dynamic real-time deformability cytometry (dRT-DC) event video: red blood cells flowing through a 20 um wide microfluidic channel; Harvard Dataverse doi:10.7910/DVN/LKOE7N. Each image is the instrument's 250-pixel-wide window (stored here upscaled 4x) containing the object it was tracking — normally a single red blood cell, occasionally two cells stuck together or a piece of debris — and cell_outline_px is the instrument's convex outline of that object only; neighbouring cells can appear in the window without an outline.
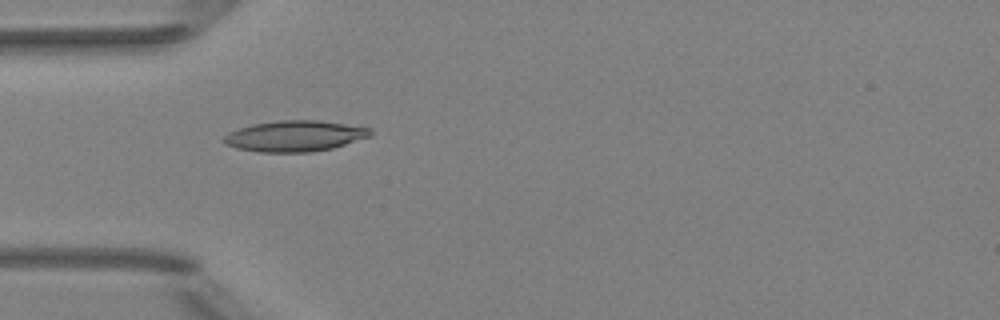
{"species": "Egyptian fruit bat (a non-hibernating species)", "species_latin": "Rousettus aegyptiacus", "temperature_condition": "room temperature", "stored_images_in_passage": 6, "camera_frame_rate_fps": 3000, "um_per_image_px": 0.085, "animal": {"sex": "female"}, "frame": {"image": 1, "passage_image": 4, "time_ms": 1.0, "image_size_px": [1000, 320], "cell_outline_px": [[372, 136], [332, 148], [312, 152], [260, 152], [236, 148], [228, 144], [224, 140], [224, 136], [228, 132], [252, 124], [280, 120], [320, 120], [372, 128]], "centroid_in_image_um": [25.1, 11.56], "position_along_channel_um": 59.9, "area_um2": 26.36}}
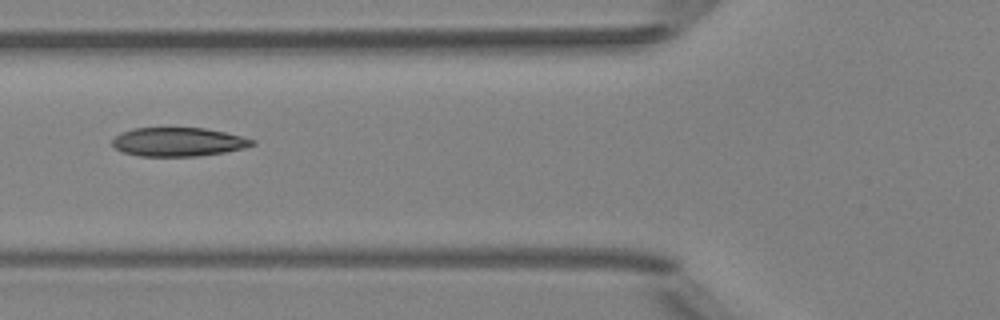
{"frame": {"image": 2, "passage_image": 5, "time_ms": 1.333, "image_size_px": [1000, 320], "cell_outline_px": [[256, 144], [244, 148], [224, 152], [196, 156], [140, 156], [124, 152], [116, 148], [112, 144], [112, 140], [120, 132], [132, 128], [204, 128], [224, 132], [256, 140]], "centroid_in_image_um": [15.15, 12.06], "position_along_channel_um": 110.7, "area_um2": 23.35}}
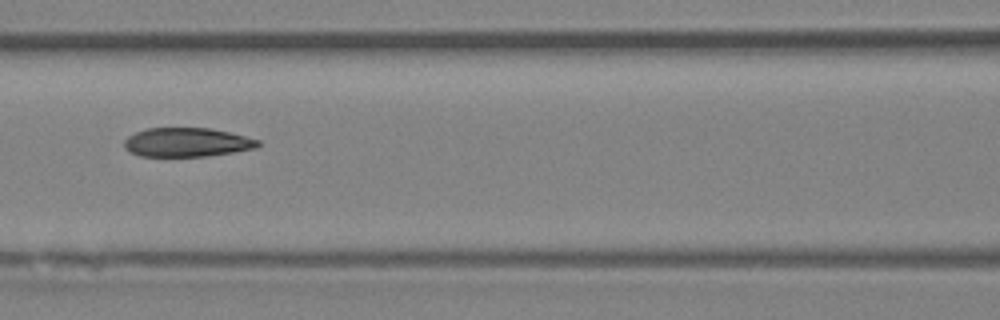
{"frame": {"image": 3, "passage_image": 6, "time_ms": 1.667, "image_size_px": [1000, 320], "cell_outline_px": [[260, 144], [256, 148], [232, 152], [204, 156], [140, 156], [128, 152], [124, 148], [124, 140], [128, 136], [136, 132], [148, 128], [208, 128], [228, 132], [260, 140]], "centroid_in_image_um": [15.85, 12.1], "position_along_channel_um": 150.8, "area_um2": 22.48}}